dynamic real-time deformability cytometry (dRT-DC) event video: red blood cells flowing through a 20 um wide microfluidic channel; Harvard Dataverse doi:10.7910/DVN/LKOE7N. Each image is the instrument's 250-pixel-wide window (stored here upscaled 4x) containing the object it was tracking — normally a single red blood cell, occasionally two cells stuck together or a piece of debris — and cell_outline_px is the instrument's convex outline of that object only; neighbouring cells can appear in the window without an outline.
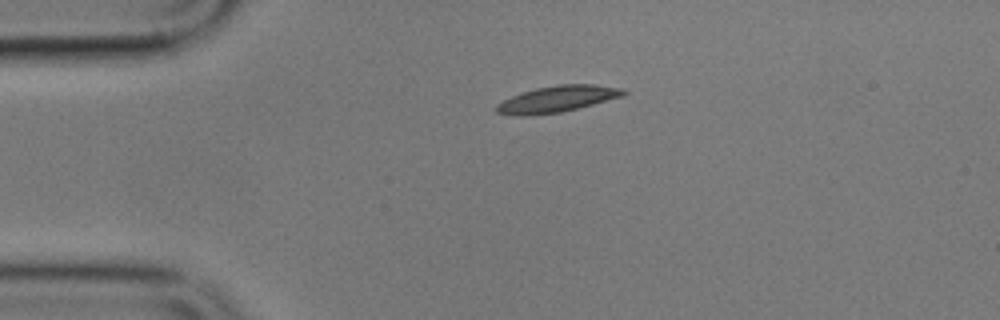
{"species": "common noctule bat (a hibernating species)", "species_latin": "Nyctalus noctula", "temperature_condition": "cold", "stored_images_in_passage": 2, "camera_frame_rate_fps": 3000, "um_per_image_px": 0.085, "animal": {"sex": "male", "body_mass_g": 17.9}, "frame": {"image": 1, "passage_image": 1, "time_ms": 0.0, "image_size_px": [1000, 320], "cell_outline_px": [[628, 92], [624, 96], [560, 112], [528, 116], [520, 116], [496, 112], [496, 104], [512, 96], [536, 88], [560, 84], [592, 84], [624, 88]], "centroid_in_image_um": [47.39, 8.41], "position_along_channel_um": 37.6, "area_um2": 19.31}}